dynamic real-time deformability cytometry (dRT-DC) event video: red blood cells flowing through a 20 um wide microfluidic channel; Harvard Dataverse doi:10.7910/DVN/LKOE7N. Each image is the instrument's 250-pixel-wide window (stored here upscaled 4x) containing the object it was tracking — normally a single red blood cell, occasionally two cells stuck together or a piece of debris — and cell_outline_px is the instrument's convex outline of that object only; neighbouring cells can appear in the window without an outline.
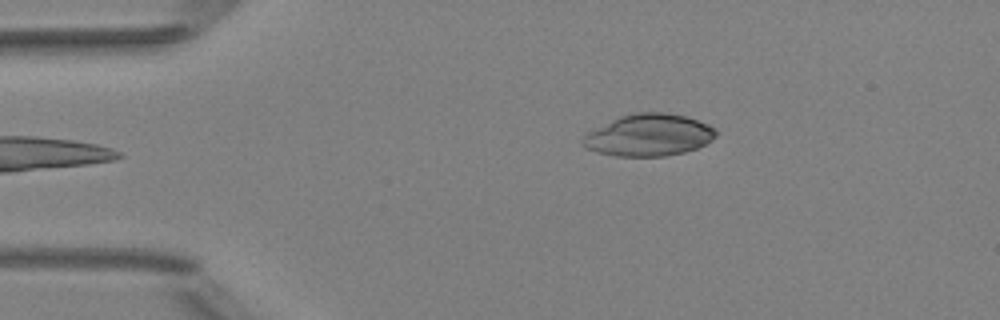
{"species": "Egyptian fruit bat (a non-hibernating species)", "species_latin": "Rousettus aegyptiacus", "temperature_condition": "room temperature", "stored_images_in_passage": 5, "camera_frame_rate_fps": 3000, "um_per_image_px": 0.085, "animal": {"sex": "female"}, "frame": {"image": 1, "passage_image": 5, "time_ms": 4.333, "image_size_px": [1000, 320], "cell_outline_px": [[716, 136], [712, 140], [696, 148], [684, 152], [664, 156], [616, 156], [596, 152], [588, 148], [580, 140], [588, 132], [620, 116], [632, 112], [668, 112], [688, 116], [708, 124], [716, 128]], "centroid_in_image_um": [55.18, 11.47], "position_along_channel_um": 29.8, "area_um2": 32.6}}